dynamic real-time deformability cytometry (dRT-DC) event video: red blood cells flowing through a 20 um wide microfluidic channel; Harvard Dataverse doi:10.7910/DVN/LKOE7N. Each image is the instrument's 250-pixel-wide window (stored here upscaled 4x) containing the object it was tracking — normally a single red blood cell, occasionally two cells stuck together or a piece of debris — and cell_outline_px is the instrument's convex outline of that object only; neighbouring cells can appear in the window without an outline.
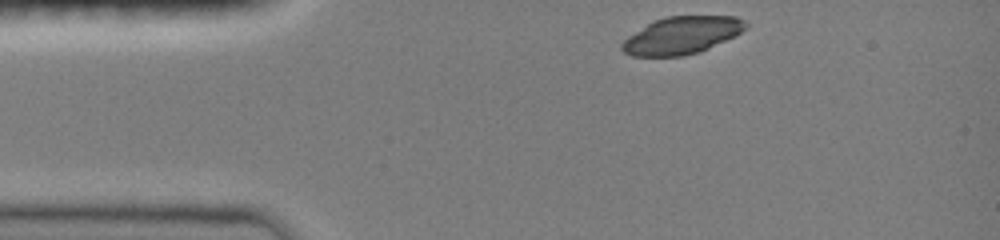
{"species": "common noctule bat (a hibernating species)", "species_latin": "Nyctalus noctula", "temperature_condition": "room temperature", "stored_images_in_passage": 6, "camera_frame_rate_fps": 3000, "um_per_image_px": 0.085, "animal": {"sex": "female", "body_mass_g": 19.0, "forearm_length_mm": 51.5}, "frame": {"image": 1, "passage_image": 1, "time_ms": 0.0, "image_size_px": [1000, 240], "cell_outline_px": [[748, 28], [700, 52], [684, 56], [632, 56], [624, 52], [620, 48], [620, 44], [628, 36], [652, 20], [664, 16], [736, 16], [744, 20], [748, 24]], "centroid_in_image_um": [57.91, 2.99], "position_along_channel_um": 27.1, "area_um2": 26.99}}
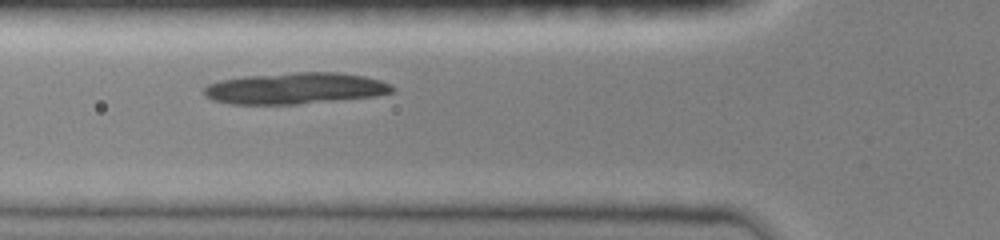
{"frame": {"image": 2, "passage_image": 5, "time_ms": 3.0, "image_size_px": [1000, 240], "cell_outline_px": [[396, 88], [392, 92], [376, 96], [296, 104], [232, 104], [212, 100], [204, 96], [204, 88], [208, 84], [220, 80], [244, 76], [296, 72], [336, 72], [364, 76], [380, 80], [392, 84]], "centroid_in_image_um": [25.09, 7.5], "position_along_channel_um": 100.7, "area_um2": 34.45}}
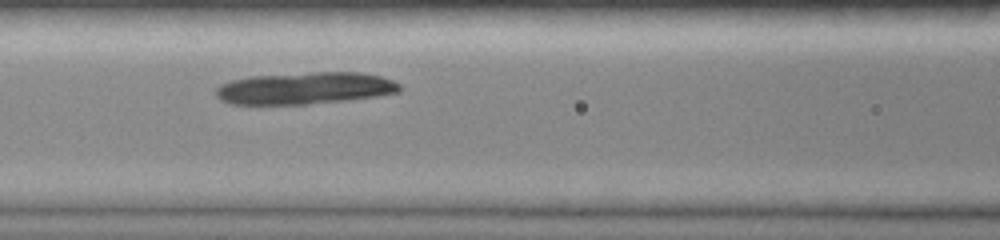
{"frame": {"image": 3, "passage_image": 6, "time_ms": 4.0, "image_size_px": [1000, 240], "cell_outline_px": [[404, 88], [400, 92], [376, 96], [348, 100], [308, 104], [232, 104], [220, 100], [216, 96], [216, 88], [220, 84], [232, 80], [252, 76], [312, 72], [356, 72], [380, 76], [392, 80], [400, 84]], "centroid_in_image_um": [25.94, 7.5], "position_along_channel_um": 140.7, "area_um2": 34.33}}